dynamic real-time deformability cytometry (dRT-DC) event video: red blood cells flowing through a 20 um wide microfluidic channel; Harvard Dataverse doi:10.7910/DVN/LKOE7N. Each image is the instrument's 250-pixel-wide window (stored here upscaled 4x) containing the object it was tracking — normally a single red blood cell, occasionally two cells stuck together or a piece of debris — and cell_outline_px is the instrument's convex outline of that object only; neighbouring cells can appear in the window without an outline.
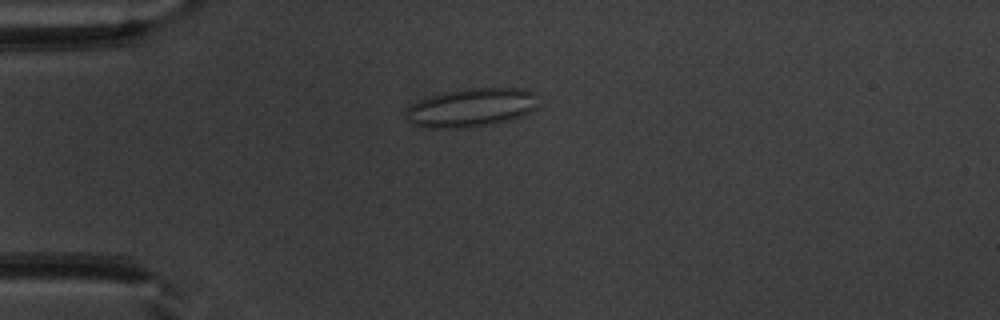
{"species": "common noctule bat (a hibernating species)", "species_latin": "Nyctalus noctula", "temperature_condition": "warm", "stored_images_in_passage": 52, "camera_frame_rate_fps": 3000, "um_per_image_px": 0.085, "animal": {"sex": "male", "body_mass_g": 20.1, "forearm_length_mm": 53.5}, "frame": {"image": 1, "passage_image": 14, "time_ms": 4.333, "image_size_px": [1000, 320], "cell_outline_px": [[536, 108], [532, 112], [508, 120], [488, 124], [460, 128], [432, 128], [416, 124], [408, 120], [408, 108], [412, 104], [420, 100], [444, 92], [468, 88], [524, 88], [536, 92]], "centroid_in_image_um": [40.13, 9.12], "position_along_channel_um": 44.9, "area_um2": 29.3}}
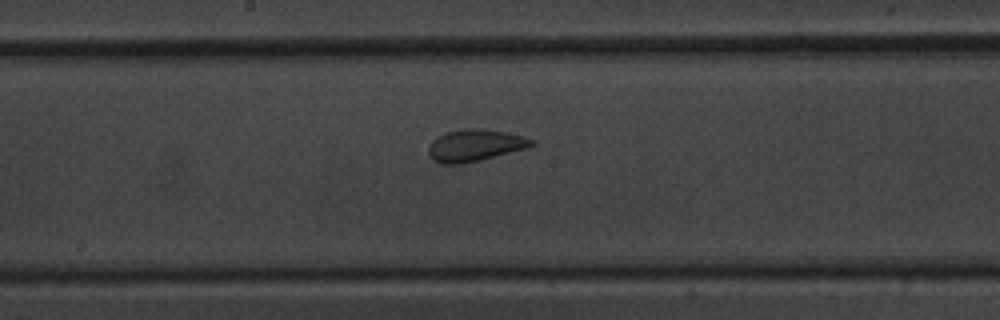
{"frame": {"image": 2, "passage_image": 28, "time_ms": 9.0, "image_size_px": [1000, 320], "cell_outline_px": [[536, 144], [528, 148], [464, 164], [440, 164], [432, 160], [428, 152], [428, 148], [432, 140], [444, 132], [464, 128], [480, 128], [504, 132], [524, 136], [536, 140]], "centroid_in_image_um": [40.37, 12.36], "position_along_channel_um": 207.8, "area_um2": 19.48}}
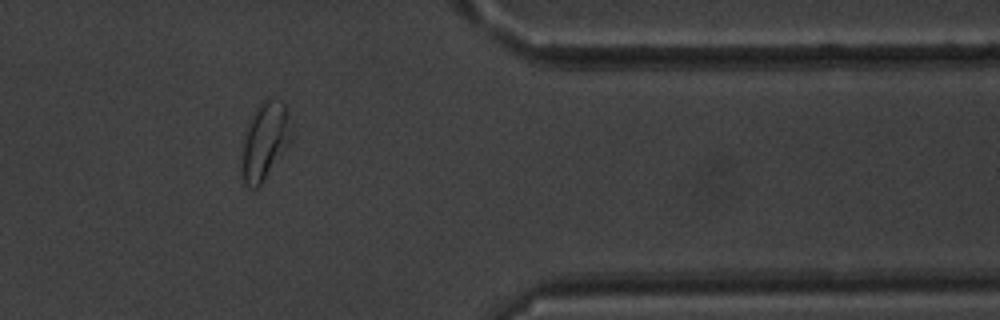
{"frame": {"image": 3, "passage_image": 43, "time_ms": 14.0, "image_size_px": [1000, 320], "cell_outline_px": [[292, 140], [284, 152], [260, 184], [256, 188], [252, 188], [244, 184], [240, 168], [244, 140], [252, 116], [256, 108], [268, 96], [280, 100], [284, 104], [288, 116], [292, 132]], "centroid_in_image_um": [22.52, 11.99], "position_along_channel_um": 388.9, "area_um2": 22.08}, "authors_computed_cell_mechanics": {"area_um2": 22.6865, "velocity_mm_per_s": 3.9507, "shape_relaxation_time_tau1_ms": null, "shape_relaxation_time_tau2_ms": 0.8231, "deformation_change_tau1": null, "deformation_change_tau2": 0.0784}}